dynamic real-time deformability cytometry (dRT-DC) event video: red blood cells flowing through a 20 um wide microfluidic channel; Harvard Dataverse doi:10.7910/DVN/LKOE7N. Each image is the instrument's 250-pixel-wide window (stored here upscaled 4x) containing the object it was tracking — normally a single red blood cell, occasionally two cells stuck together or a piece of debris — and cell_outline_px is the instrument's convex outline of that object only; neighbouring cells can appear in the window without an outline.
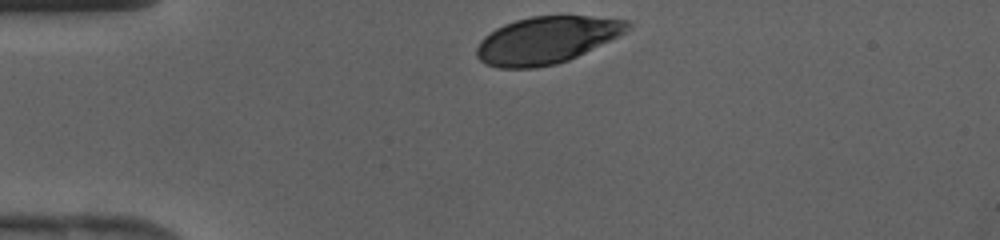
{"species": "human", "species_latin": "Homo sapiens", "temperature_condition": "cold", "stored_images_in_passage": 26, "camera_frame_rate_fps": 3000, "um_per_image_px": 0.085, "donor": {"sex": "female"}, "frame": {"image": 1, "passage_image": 1, "time_ms": 0.0, "image_size_px": [1000, 240], "cell_outline_px": [[632, 28], [620, 36], [568, 60], [556, 64], [536, 68], [496, 68], [484, 64], [476, 56], [476, 48], [480, 40], [484, 36], [496, 28], [504, 24], [516, 20], [532, 16], [588, 16], [628, 20], [632, 24]], "centroid_in_image_um": [46.45, 3.41], "position_along_channel_um": 38.5, "area_um2": 41.62}}
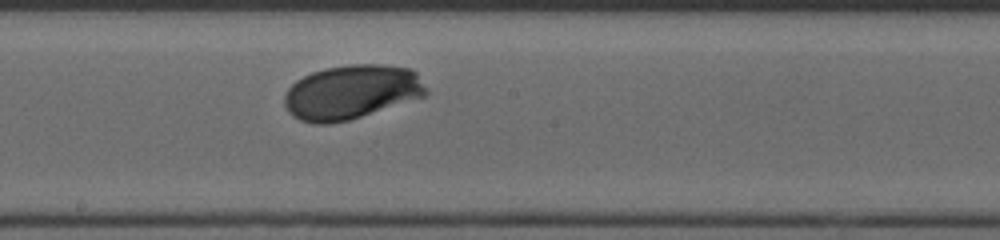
{"frame": {"image": 2, "passage_image": 15, "time_ms": 4.667, "image_size_px": [1000, 240], "cell_outline_px": [[428, 92], [424, 96], [348, 120], [328, 124], [316, 124], [300, 120], [292, 116], [288, 112], [284, 104], [284, 96], [288, 88], [296, 80], [312, 72], [324, 68], [348, 64], [384, 64], [412, 68], [416, 72]], "centroid_in_image_um": [29.84, 7.81], "position_along_channel_um": 218.4, "area_um2": 44.8}}
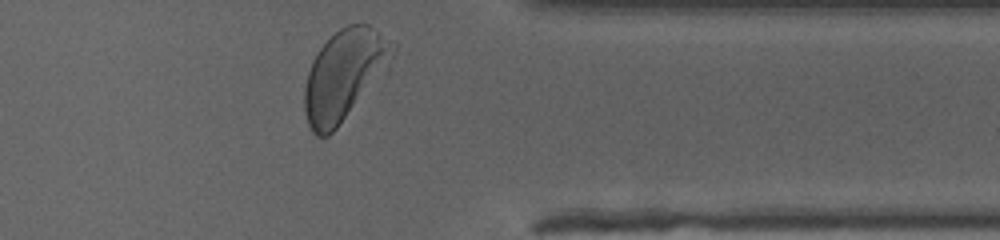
{"frame": {"image": 3, "passage_image": 26, "time_ms": 8.333, "image_size_px": [1000, 240], "cell_outline_px": [[396, 48], [336, 128], [328, 136], [316, 136], [312, 132], [308, 124], [304, 112], [304, 88], [308, 72], [312, 60], [320, 48], [340, 28], [348, 24], [368, 24], [396, 44]], "centroid_in_image_um": [29.14, 6.33], "position_along_channel_um": 382.3, "area_um2": 43.87}}